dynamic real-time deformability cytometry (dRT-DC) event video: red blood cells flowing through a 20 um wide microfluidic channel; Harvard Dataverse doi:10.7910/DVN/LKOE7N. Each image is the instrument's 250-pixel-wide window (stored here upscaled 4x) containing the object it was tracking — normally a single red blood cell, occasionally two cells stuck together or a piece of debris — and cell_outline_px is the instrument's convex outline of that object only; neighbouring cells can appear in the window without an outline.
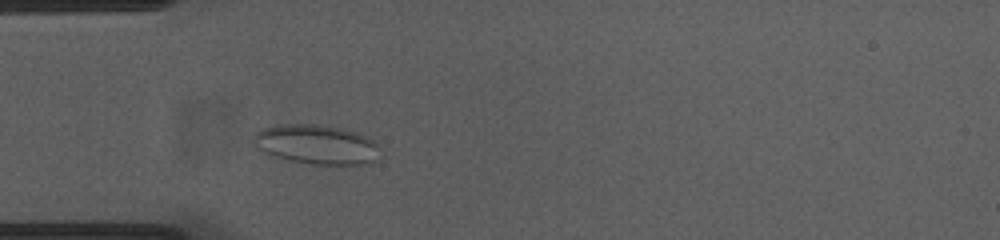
{"species": "common noctule bat (a hibernating species)", "species_latin": "Nyctalus noctula", "temperature_condition": "cold", "stored_images_in_passage": 43, "camera_frame_rate_fps": 3000, "um_per_image_px": 0.085, "animal": {"sex": "female", "body_mass_g": 23.0, "forearm_length_mm": 53.4}, "frame": {"image": 1, "passage_image": 3, "time_ms": 0.667, "image_size_px": [1000, 240], "cell_outline_px": [[376, 160], [368, 164], [312, 164], [272, 156], [264, 152], [252, 144], [252, 136], [256, 132], [264, 128], [276, 124], [320, 124], [340, 128], [356, 132], [372, 140], [376, 144]], "centroid_in_image_um": [26.82, 12.26], "position_along_channel_um": 58.2, "area_um2": 28.9}}
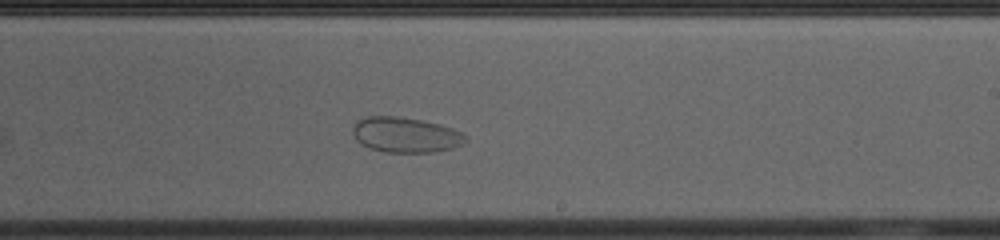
{"frame": {"image": 2, "passage_image": 20, "time_ms": 6.333, "image_size_px": [1000, 240], "cell_outline_px": [[468, 140], [464, 144], [452, 148], [432, 152], [384, 152], [368, 148], [360, 144], [356, 140], [352, 132], [352, 128], [356, 120], [364, 116], [396, 116], [424, 120], [440, 124], [464, 132]], "centroid_in_image_um": [34.46, 11.45], "position_along_channel_um": 254.5, "area_um2": 23.64}}
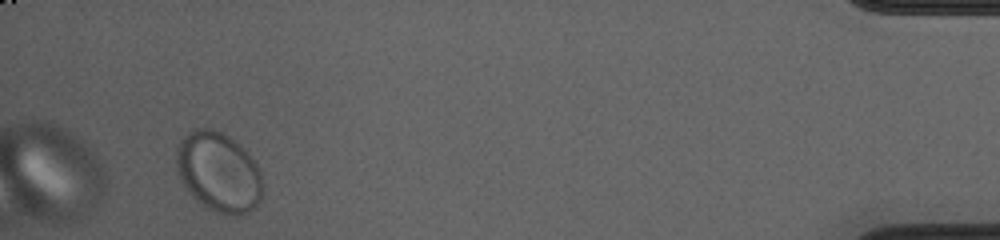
{"frame": {"image": 3, "passage_image": 40, "time_ms": 13.0, "image_size_px": [1000, 240], "cell_outline_px": [[260, 200], [256, 208], [248, 212], [236, 216], [216, 212], [208, 208], [192, 196], [180, 180], [176, 168], [176, 148], [180, 140], [184, 136], [196, 128], [212, 128], [228, 136], [256, 164], [260, 172]], "centroid_in_image_um": [18.53, 14.64], "position_along_channel_um": 416.7, "area_um2": 39.48}}